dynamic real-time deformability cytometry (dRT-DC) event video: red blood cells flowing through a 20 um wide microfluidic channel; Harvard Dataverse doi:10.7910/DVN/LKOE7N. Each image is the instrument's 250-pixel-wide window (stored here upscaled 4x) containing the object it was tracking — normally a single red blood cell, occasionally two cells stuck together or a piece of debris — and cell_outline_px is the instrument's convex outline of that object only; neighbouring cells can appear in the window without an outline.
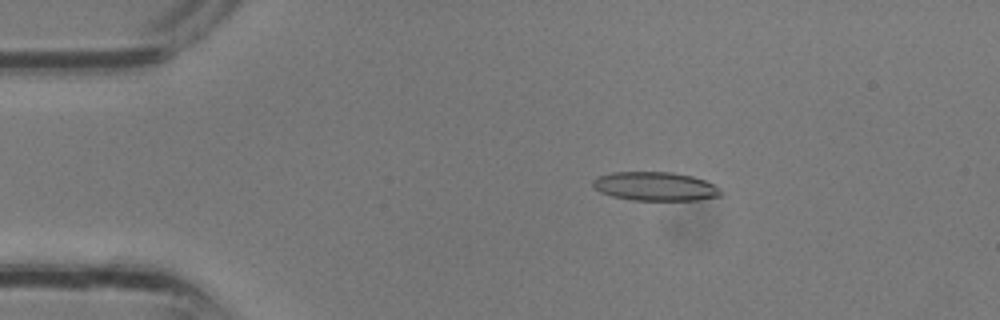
{"species": "common noctule bat (a hibernating species)", "species_latin": "Nyctalus noctula", "temperature_condition": "room temperature", "stored_images_in_passage": 12, "camera_frame_rate_fps": 3000, "um_per_image_px": 0.085, "animal": {"sex": "male", "body_mass_g": 13.3}, "frame": {"image": 1, "passage_image": 6, "time_ms": 1.667, "image_size_px": [1000, 320], "cell_outline_px": [[720, 196], [696, 200], [632, 200], [612, 196], [600, 192], [592, 184], [592, 180], [596, 176], [612, 172], [672, 172], [692, 176], [704, 180], [720, 188]], "centroid_in_image_um": [55.65, 15.83], "position_along_channel_um": 29.3, "area_um2": 21.44}}
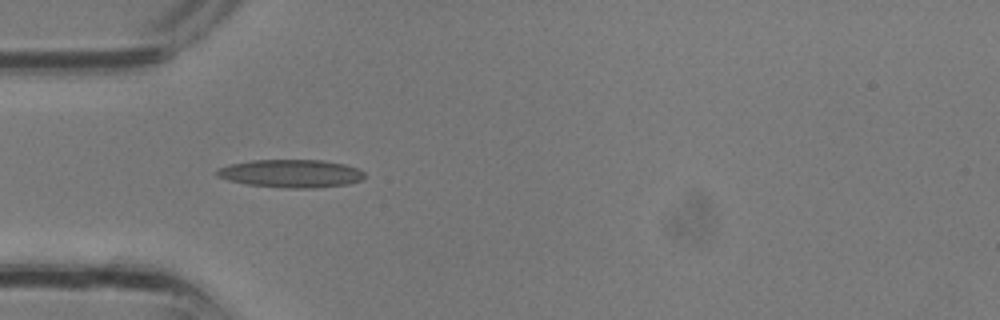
{"frame": {"image": 2, "passage_image": 10, "time_ms": 3.0, "image_size_px": [1000, 320], "cell_outline_px": [[364, 180], [348, 184], [316, 188], [288, 188], [248, 184], [228, 180], [216, 176], [212, 172], [220, 168], [232, 164], [252, 160], [324, 160], [344, 164], [356, 168], [364, 172]], "centroid_in_image_um": [24.75, 14.75], "position_along_channel_um": 60.2, "area_um2": 24.1}}
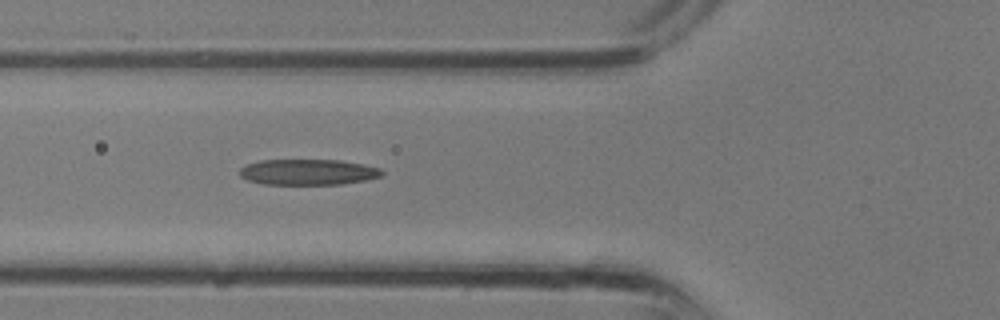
{"frame": {"image": 3, "passage_image": 12, "time_ms": 3.667, "image_size_px": [1000, 320], "cell_outline_px": [[384, 172], [380, 176], [364, 180], [340, 184], [264, 184], [248, 180], [240, 176], [240, 168], [248, 164], [260, 160], [340, 160], [364, 164], [380, 168]], "centroid_in_image_um": [26.18, 14.62], "position_along_channel_um": 99.6, "area_um2": 21.21}}